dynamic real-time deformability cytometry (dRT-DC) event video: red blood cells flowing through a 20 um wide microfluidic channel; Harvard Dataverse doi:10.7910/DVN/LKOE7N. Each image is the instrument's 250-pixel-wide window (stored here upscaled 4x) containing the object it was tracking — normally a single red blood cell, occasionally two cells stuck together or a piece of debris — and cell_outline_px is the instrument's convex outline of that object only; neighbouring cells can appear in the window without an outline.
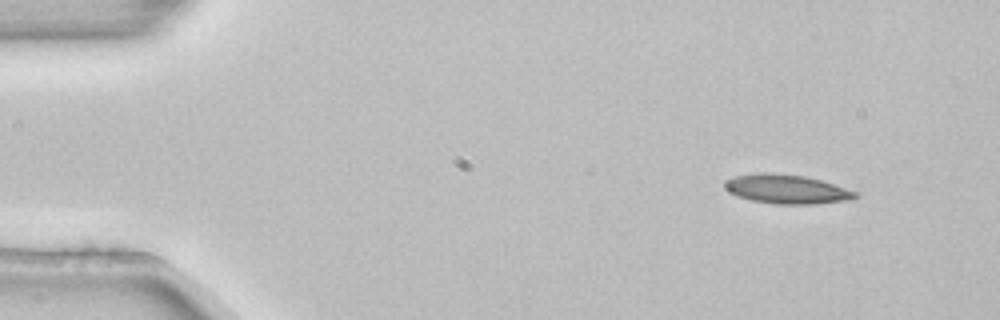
{"species": "common noctule bat (a hibernating species)", "species_latin": "Nyctalus noctula", "temperature_condition": "room temperature", "stored_images_in_passage": 3, "camera_frame_rate_fps": 3000, "um_per_image_px": 0.085, "animal": {"sex": "female", "body_mass_g": 22.7, "forearm_length_mm": 54.2}, "frame": {"image": 1, "passage_image": 1, "time_ms": 0.0, "image_size_px": [1000, 320], "cell_outline_px": [[856, 196], [852, 200], [812, 204], [776, 204], [752, 200], [736, 196], [728, 192], [724, 188], [724, 180], [736, 176], [760, 172], [764, 172], [804, 176], [820, 180], [856, 192]], "centroid_in_image_um": [66.8, 16.08], "position_along_channel_um": 18.2, "area_um2": 21.96}}